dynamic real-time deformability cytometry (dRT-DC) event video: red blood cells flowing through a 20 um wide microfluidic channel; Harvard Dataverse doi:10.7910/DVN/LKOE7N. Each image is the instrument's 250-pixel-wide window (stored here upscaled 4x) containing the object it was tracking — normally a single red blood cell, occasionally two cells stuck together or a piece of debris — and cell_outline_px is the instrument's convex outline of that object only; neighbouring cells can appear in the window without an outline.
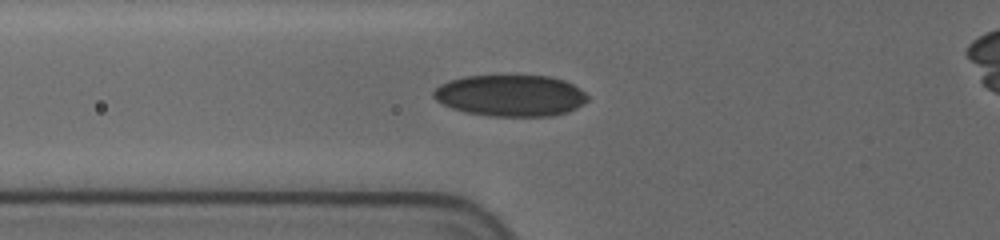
{"species": "human", "species_latin": "Homo sapiens", "temperature_condition": "cold", "stored_images_in_passage": 5, "camera_frame_rate_fps": 3000, "um_per_image_px": 0.085, "donor": {"sex": "female"}, "frame": {"image": 1, "passage_image": 4, "time_ms": 1.667, "image_size_px": [1000, 240], "cell_outline_px": [[588, 100], [584, 104], [568, 112], [552, 116], [492, 116], [468, 112], [452, 108], [436, 100], [432, 96], [432, 92], [440, 84], [448, 80], [464, 76], [552, 76], [564, 80], [580, 88], [588, 96]], "centroid_in_image_um": [43.41, 8.12], "position_along_channel_um": 82.4, "area_um2": 37.28}}